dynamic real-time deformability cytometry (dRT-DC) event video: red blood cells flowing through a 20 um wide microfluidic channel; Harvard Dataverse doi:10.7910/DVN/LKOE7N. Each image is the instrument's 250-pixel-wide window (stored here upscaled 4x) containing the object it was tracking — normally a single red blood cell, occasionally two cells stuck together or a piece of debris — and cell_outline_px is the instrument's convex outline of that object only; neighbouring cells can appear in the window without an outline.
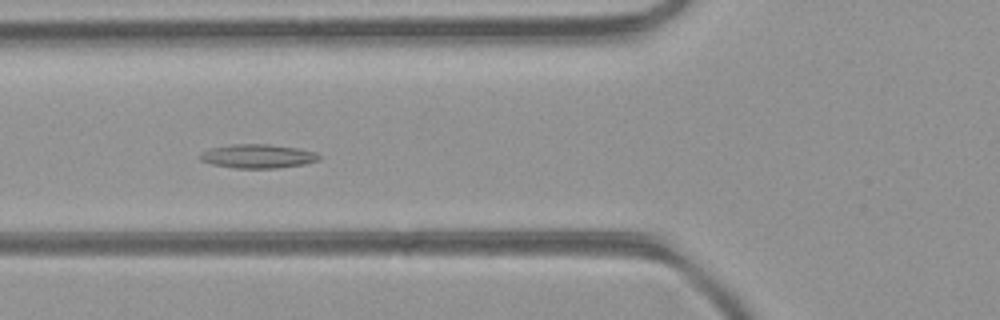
{"species": "common noctule bat (a hibernating species)", "species_latin": "Nyctalus noctula", "temperature_condition": "room temperature", "stored_images_in_passage": 25, "camera_frame_rate_fps": 3000, "um_per_image_px": 0.085, "animal": {"sex": "female", "body_mass_g": 21.9}, "frame": {"image": 1, "passage_image": 6, "time_ms": 1.667, "image_size_px": [1000, 320], "cell_outline_px": [[320, 160], [304, 164], [276, 168], [236, 168], [212, 164], [200, 160], [196, 156], [200, 152], [208, 148], [228, 144], [268, 144], [300, 148], [316, 152], [320, 156]], "centroid_in_image_um": [21.86, 13.26], "position_along_channel_um": 103.9, "area_um2": 16.88}}
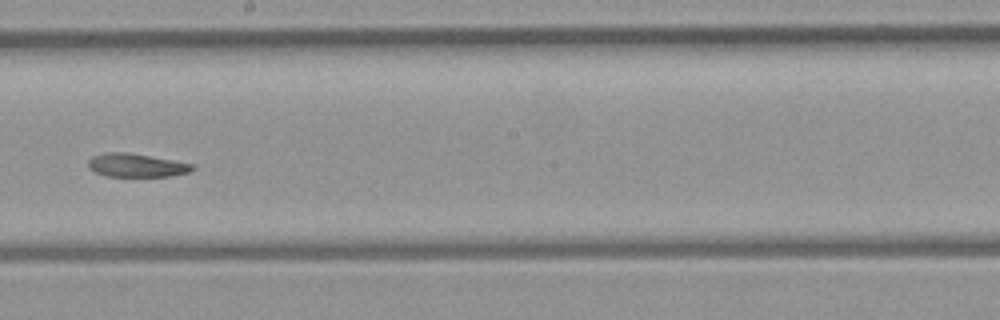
{"frame": {"image": 2, "passage_image": 15, "time_ms": 4.667, "image_size_px": [1000, 320], "cell_outline_px": [[196, 168], [188, 172], [168, 176], [104, 176], [88, 168], [88, 160], [92, 156], [104, 152], [128, 152], [196, 164]], "centroid_in_image_um": [11.59, 14.04], "position_along_channel_um": 236.6, "area_um2": 14.33}}
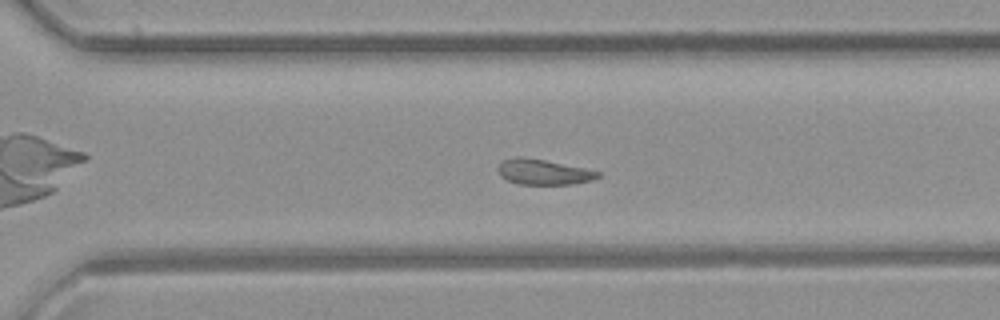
{"frame": {"image": 3, "passage_image": 21, "time_ms": 6.667, "image_size_px": [1000, 320], "cell_outline_px": [[600, 176], [592, 180], [572, 184], [516, 184], [500, 176], [496, 168], [504, 160], [516, 156], [520, 156], [544, 160], [584, 168], [600, 172]], "centroid_in_image_um": [46.16, 14.62], "position_along_channel_um": 324.4, "area_um2": 14.68}}